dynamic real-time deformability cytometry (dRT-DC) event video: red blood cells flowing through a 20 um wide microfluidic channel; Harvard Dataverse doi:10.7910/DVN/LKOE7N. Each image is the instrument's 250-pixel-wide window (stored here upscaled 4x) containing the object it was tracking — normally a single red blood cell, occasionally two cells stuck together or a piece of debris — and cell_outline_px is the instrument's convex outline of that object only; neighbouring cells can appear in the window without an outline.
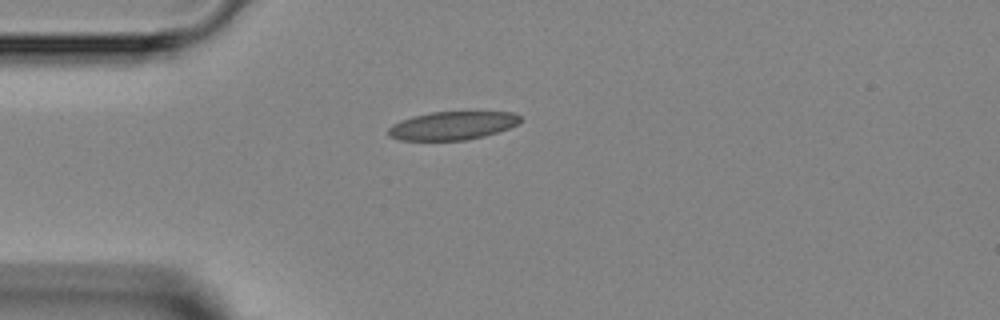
{"species": "Egyptian fruit bat (a non-hibernating species)", "species_latin": "Rousettus aegyptiacus", "temperature_condition": "room temperature", "stored_images_in_passage": 1, "camera_frame_rate_fps": 3000, "um_per_image_px": 0.085, "animal": {"sex": "female"}, "frame": {"image": 1, "passage_image": 1, "time_ms": 0.0, "image_size_px": [1000, 320], "cell_outline_px": [[520, 120], [516, 124], [508, 128], [484, 136], [468, 140], [400, 140], [388, 136], [388, 128], [392, 124], [400, 120], [412, 116], [432, 112], [512, 112], [520, 116]], "centroid_in_image_um": [38.4, 10.68], "position_along_channel_um": 46.6, "area_um2": 21.68}}